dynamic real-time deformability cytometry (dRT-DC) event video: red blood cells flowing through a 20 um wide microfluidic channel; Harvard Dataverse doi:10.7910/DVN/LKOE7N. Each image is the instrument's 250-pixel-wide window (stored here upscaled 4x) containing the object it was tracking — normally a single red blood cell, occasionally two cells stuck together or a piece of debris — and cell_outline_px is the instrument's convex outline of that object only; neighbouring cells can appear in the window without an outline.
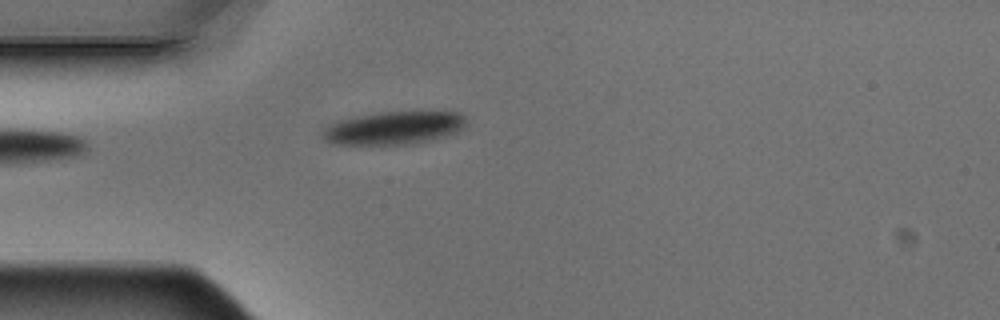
{"species": "Egyptian fruit bat (a non-hibernating species)", "species_latin": "Rousettus aegyptiacus", "temperature_condition": "warm", "stored_images_in_passage": 5, "camera_frame_rate_fps": 3000, "um_per_image_px": 0.085, "animal": {"sex": "male"}, "frame": {"image": 1, "passage_image": 5, "time_ms": 1.333, "image_size_px": [1000, 320], "cell_outline_px": [[464, 128], [456, 132], [444, 136], [408, 144], [332, 144], [324, 140], [320, 136], [324, 128], [340, 120], [356, 116], [376, 112], [420, 108], [460, 112], [464, 116]], "centroid_in_image_um": [33.51, 10.81], "position_along_channel_um": 51.5, "area_um2": 28.5}}